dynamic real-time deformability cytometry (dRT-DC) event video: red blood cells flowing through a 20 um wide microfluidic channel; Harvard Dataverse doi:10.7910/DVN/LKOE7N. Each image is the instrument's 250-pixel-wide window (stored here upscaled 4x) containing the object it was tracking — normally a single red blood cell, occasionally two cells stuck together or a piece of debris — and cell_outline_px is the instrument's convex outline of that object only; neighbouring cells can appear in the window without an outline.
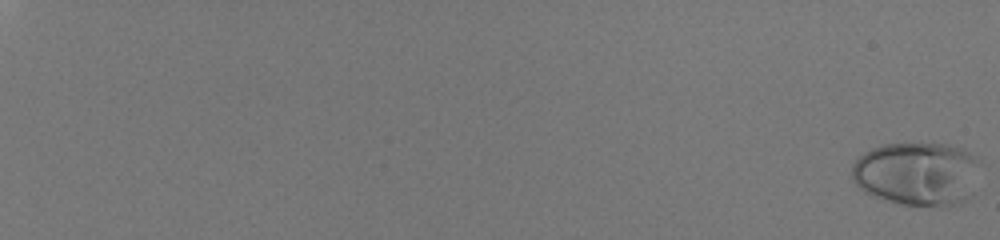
{"species": "human", "species_latin": "Homo sapiens", "temperature_condition": "room temperature", "stored_images_in_passage": 22, "camera_frame_rate_fps": 3000, "um_per_image_px": 0.085, "donor": {"sex": "male"}, "frame": {"image": 1, "passage_image": 1, "time_ms": 0.0, "image_size_px": [1000, 240], "cell_outline_px": [[980, 160], [968, 196], [964, 200], [940, 208], [904, 204], [888, 200], [864, 192], [852, 180], [852, 164], [864, 152], [872, 148], [884, 144], [944, 144], [964, 148]], "centroid_in_image_um": [77.92, 14.76], "position_along_channel_um": 7.1, "area_um2": 47.22}}
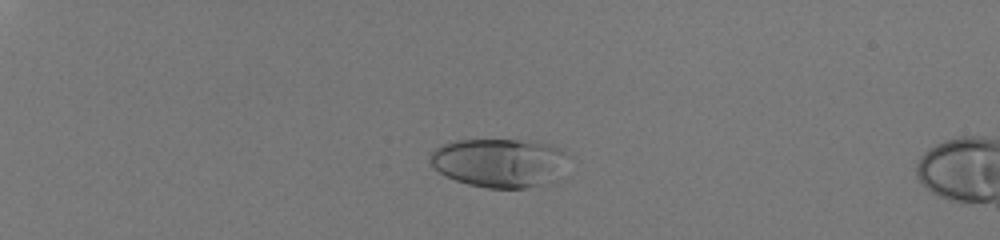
{"frame": {"image": 2, "passage_image": 19, "time_ms": 6.0, "image_size_px": [1000, 240], "cell_outline_px": [[564, 152], [560, 180], [556, 184], [524, 188], [488, 188], [468, 184], [444, 176], [428, 160], [428, 156], [436, 148], [444, 144], [456, 140], [536, 140], [552, 144], [560, 148]], "centroid_in_image_um": [42.48, 13.84], "position_along_channel_um": 42.5, "area_um2": 39.82}}